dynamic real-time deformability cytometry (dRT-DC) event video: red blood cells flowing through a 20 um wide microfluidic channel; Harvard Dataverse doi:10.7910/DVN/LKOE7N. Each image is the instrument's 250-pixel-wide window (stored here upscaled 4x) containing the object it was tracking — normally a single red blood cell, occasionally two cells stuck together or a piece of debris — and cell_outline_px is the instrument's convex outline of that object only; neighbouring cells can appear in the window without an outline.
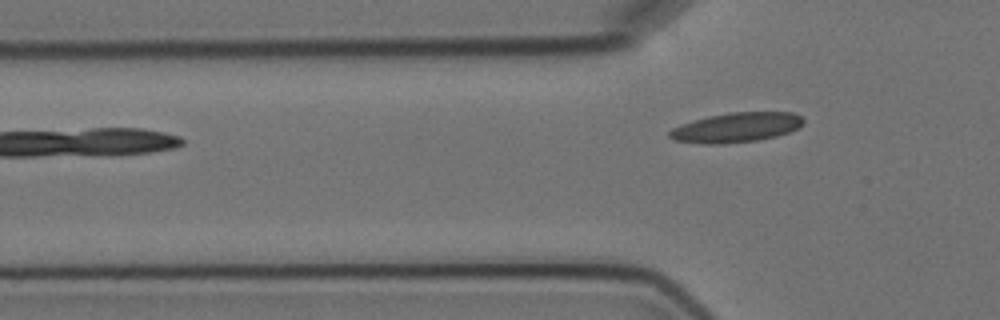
{"species": "Egyptian fruit bat (a non-hibernating species)", "species_latin": "Rousettus aegyptiacus", "temperature_condition": "cold", "stored_images_in_passage": 2, "camera_frame_rate_fps": 3000, "um_per_image_px": 0.085, "animal": {"sex": "female"}, "frame": {"image": 1, "passage_image": 2, "time_ms": 1.333, "image_size_px": [1000, 320], "cell_outline_px": [[804, 124], [788, 132], [776, 136], [756, 140], [720, 144], [708, 144], [676, 140], [668, 136], [668, 132], [672, 128], [680, 124], [708, 116], [732, 112], [792, 112], [800, 116], [804, 120]], "centroid_in_image_um": [62.58, 10.82], "position_along_channel_um": 63.2, "area_um2": 22.95}}